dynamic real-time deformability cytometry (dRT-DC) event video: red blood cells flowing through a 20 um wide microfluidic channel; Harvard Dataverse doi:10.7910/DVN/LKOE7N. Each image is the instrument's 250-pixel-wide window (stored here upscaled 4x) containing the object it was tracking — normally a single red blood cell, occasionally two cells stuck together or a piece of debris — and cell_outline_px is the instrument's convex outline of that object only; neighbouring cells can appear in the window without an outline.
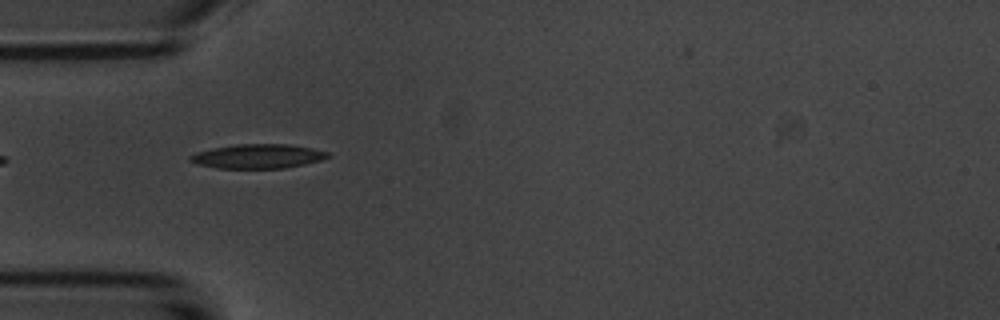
{"species": "common noctule bat (a hibernating species)", "species_latin": "Nyctalus noctula", "temperature_condition": "room temperature", "stored_images_in_passage": 3, "camera_frame_rate_fps": 3000, "um_per_image_px": 0.085, "animal": {"sex": "male", "body_mass_g": 20.1, "forearm_length_mm": 53.5}, "frame": {"image": 1, "passage_image": 1, "time_ms": 0.0, "image_size_px": [1000, 320], "cell_outline_px": [[332, 156], [320, 160], [304, 164], [284, 168], [216, 168], [196, 164], [188, 160], [188, 156], [196, 152], [212, 148], [236, 144], [288, 144], [312, 148], [328, 152]], "centroid_in_image_um": [21.88, 13.28], "position_along_channel_um": 63.1, "area_um2": 19.54}}
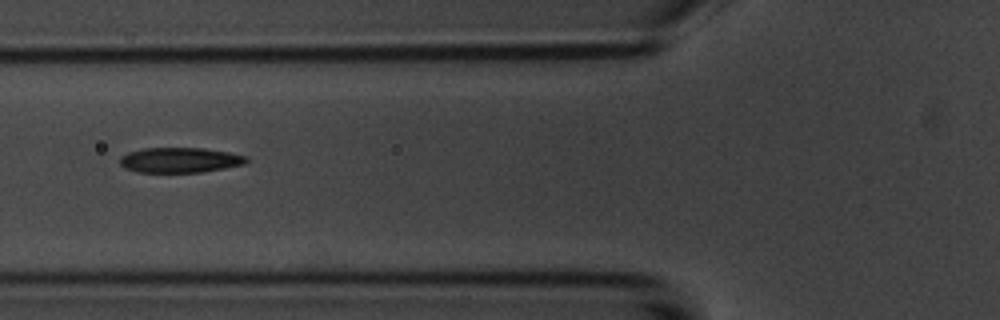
{"frame": {"image": 2, "passage_image": 2, "time_ms": 1.333, "image_size_px": [1000, 320], "cell_outline_px": [[248, 160], [244, 164], [224, 168], [200, 172], [136, 172], [124, 168], [120, 164], [120, 156], [128, 152], [144, 148], [204, 148], [228, 152], [248, 156]], "centroid_in_image_um": [15.27, 13.6], "position_along_channel_um": 110.5, "area_um2": 18.55}}
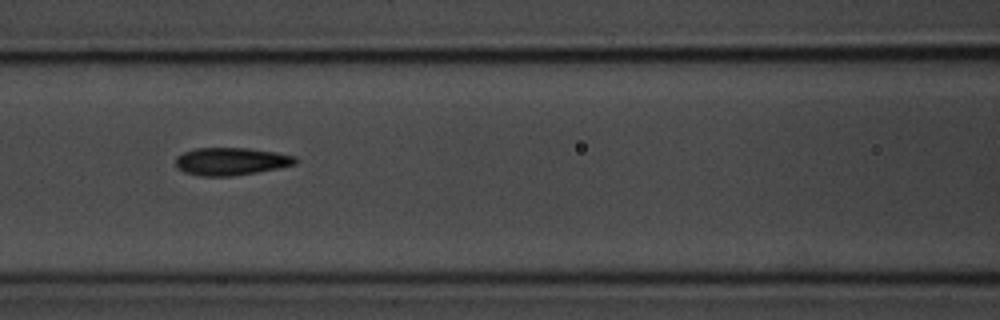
{"frame": {"image": 3, "passage_image": 3, "time_ms": 2.333, "image_size_px": [1000, 320], "cell_outline_px": [[296, 164], [256, 172], [232, 176], [200, 176], [184, 172], [176, 168], [176, 156], [184, 152], [196, 148], [248, 148], [276, 152], [296, 156]], "centroid_in_image_um": [19.61, 13.71], "position_along_channel_um": 147.0, "area_um2": 19.25}}